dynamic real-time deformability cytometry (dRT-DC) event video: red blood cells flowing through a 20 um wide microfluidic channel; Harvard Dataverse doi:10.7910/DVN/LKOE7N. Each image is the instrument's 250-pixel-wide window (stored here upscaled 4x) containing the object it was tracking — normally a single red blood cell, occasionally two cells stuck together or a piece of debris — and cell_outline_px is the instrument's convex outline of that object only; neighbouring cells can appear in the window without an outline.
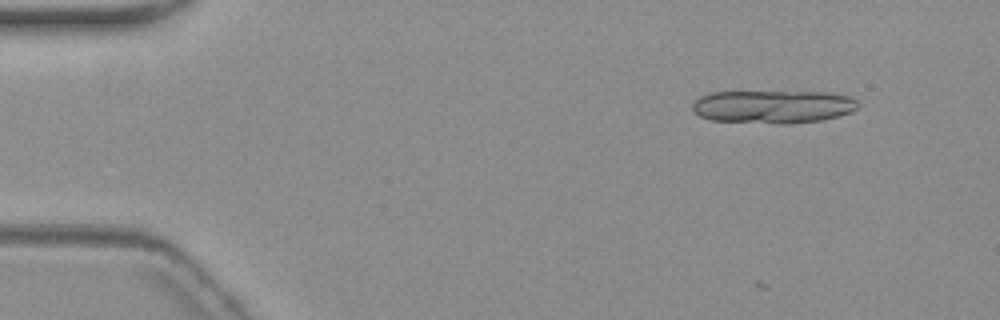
{"species": "common noctule bat (a hibernating species)", "species_latin": "Nyctalus noctula", "temperature_condition": "warm", "stored_images_in_passage": 4, "segment_of_instrument_passage": [1, 2], "camera_frame_rate_fps": 3000, "um_per_image_px": 0.085, "animal": {"sex": "female", "body_mass_g": 19.3, "forearm_length_mm": 54.1}, "frame": {"image": 1, "passage_image": 1, "time_ms": 0.0, "image_size_px": [1000, 320], "cell_outline_px": [[856, 108], [852, 112], [820, 120], [784, 124], [780, 124], [712, 120], [700, 116], [692, 108], [692, 104], [700, 96], [712, 92], [828, 92], [852, 96], [856, 100]], "centroid_in_image_um": [65.71, 9.06], "position_along_channel_um": 19.3, "area_um2": 31.79}}